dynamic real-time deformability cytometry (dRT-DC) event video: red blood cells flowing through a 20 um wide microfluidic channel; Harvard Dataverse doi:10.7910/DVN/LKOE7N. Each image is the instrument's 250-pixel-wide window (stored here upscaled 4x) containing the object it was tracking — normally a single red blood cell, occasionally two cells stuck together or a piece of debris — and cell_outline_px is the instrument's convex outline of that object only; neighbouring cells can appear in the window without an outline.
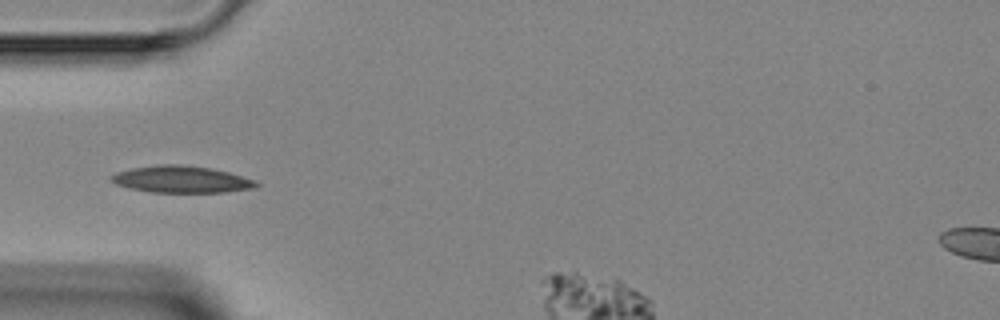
{"species": "Egyptian fruit bat (a non-hibernating species)", "species_latin": "Rousettus aegyptiacus", "temperature_condition": "room temperature", "stored_images_in_passage": 6, "camera_frame_rate_fps": 3000, "um_per_image_px": 0.085, "animal": {"sex": "female"}, "frame": {"image": 1, "passage_image": 4, "time_ms": 3.667, "image_size_px": [1000, 320], "cell_outline_px": [[260, 184], [252, 188], [224, 192], [152, 192], [132, 188], [116, 184], [108, 176], [116, 172], [132, 168], [156, 164], [184, 164], [212, 168], [228, 172], [256, 180]], "centroid_in_image_um": [15.41, 15.23], "position_along_channel_um": 69.6, "area_um2": 22.66}}
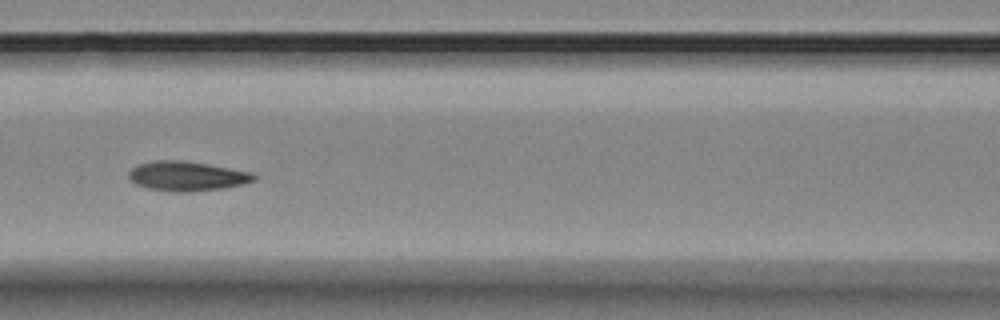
{"frame": {"image": 2, "passage_image": 6, "time_ms": 5.667, "image_size_px": [1000, 320], "cell_outline_px": [[256, 180], [244, 184], [224, 188], [192, 192], [172, 192], [148, 188], [136, 184], [128, 176], [128, 172], [132, 168], [140, 164], [156, 160], [184, 160], [256, 172]], "centroid_in_image_um": [15.96, 14.97], "position_along_channel_um": 150.6, "area_um2": 21.85}}